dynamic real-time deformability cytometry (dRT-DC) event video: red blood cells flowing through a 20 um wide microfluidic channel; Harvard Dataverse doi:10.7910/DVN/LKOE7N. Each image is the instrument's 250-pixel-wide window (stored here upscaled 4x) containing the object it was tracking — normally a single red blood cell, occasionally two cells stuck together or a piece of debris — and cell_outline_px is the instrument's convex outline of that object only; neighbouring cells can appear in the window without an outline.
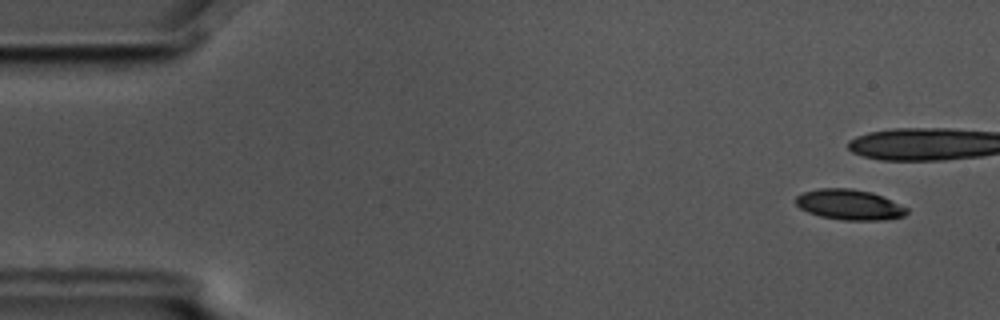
{"species": "common noctule bat (a hibernating species)", "species_latin": "Nyctalus noctula", "temperature_condition": "cold", "stored_images_in_passage": 6, "camera_frame_rate_fps": 3000, "um_per_image_px": 0.085, "animal": {"sex": "male", "body_mass_g": 17.5, "forearm_length_mm": 52.3}, "frame": {"image": 1, "passage_image": 1, "time_ms": 0.0, "image_size_px": [1000, 320], "cell_outline_px": [[908, 212], [904, 216], [880, 220], [844, 220], [820, 216], [808, 212], [800, 208], [796, 204], [796, 196], [804, 192], [820, 188], [852, 188], [872, 192], [908, 208]], "centroid_in_image_um": [72.19, 17.39], "position_along_channel_um": 12.8, "area_um2": 19.54}}